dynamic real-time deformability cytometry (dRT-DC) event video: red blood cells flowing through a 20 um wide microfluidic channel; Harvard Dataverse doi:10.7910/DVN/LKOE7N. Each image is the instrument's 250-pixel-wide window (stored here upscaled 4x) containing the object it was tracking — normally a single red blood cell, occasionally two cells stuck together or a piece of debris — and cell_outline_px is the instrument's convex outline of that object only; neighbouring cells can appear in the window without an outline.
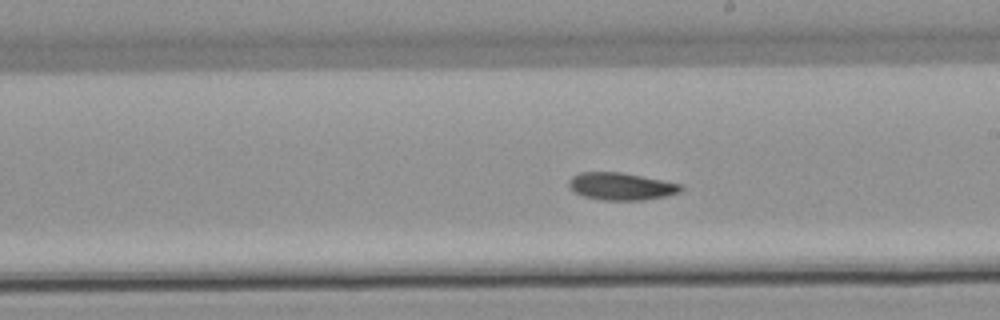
{"species": "common noctule bat (a hibernating species)", "species_latin": "Nyctalus noctula", "temperature_condition": "warm", "stored_images_in_passage": 28, "camera_frame_rate_fps": 3000, "um_per_image_px": 0.085, "animal": {"sex": "male", "body_mass_g": 21.5, "forearm_length_mm": 52.0}, "frame": {"image": 1, "passage_image": 16, "time_ms": 5.0, "image_size_px": [1000, 320], "cell_outline_px": [[684, 188], [680, 192], [664, 196], [644, 200], [600, 200], [584, 196], [576, 192], [568, 184], [568, 180], [572, 176], [580, 172], [620, 172], [680, 184]], "centroid_in_image_um": [52.77, 15.84], "position_along_channel_um": 236.2, "area_um2": 17.63}}
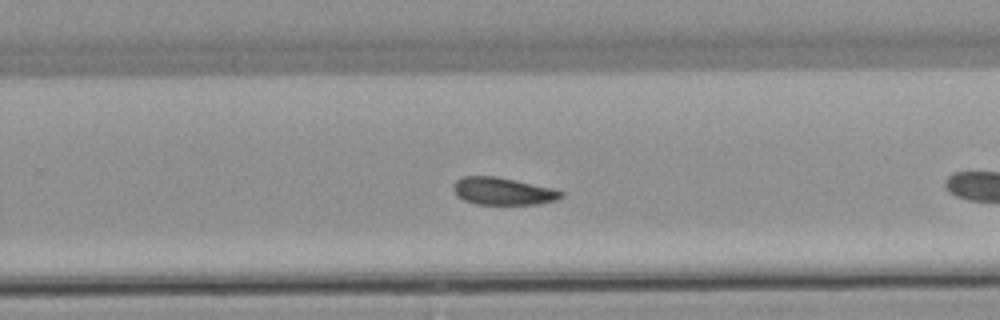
{"frame": {"image": 2, "passage_image": 20, "time_ms": 6.333, "image_size_px": [1000, 320], "cell_outline_px": [[564, 196], [556, 200], [536, 204], [476, 204], [464, 200], [456, 196], [452, 188], [452, 184], [456, 180], [464, 176], [496, 176], [552, 188], [564, 192]], "centroid_in_image_um": [42.71, 16.25], "position_along_channel_um": 287.1, "area_um2": 17.22}}